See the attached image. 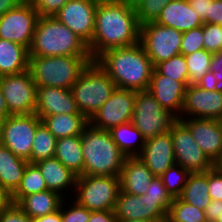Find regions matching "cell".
<instances>
[{"instance_id": "cell-35", "label": "cell", "mask_w": 222, "mask_h": 222, "mask_svg": "<svg viewBox=\"0 0 222 222\" xmlns=\"http://www.w3.org/2000/svg\"><path fill=\"white\" fill-rule=\"evenodd\" d=\"M213 53L205 49L197 50L189 55H184L188 67V76L190 84H195L208 71H210L211 59Z\"/></svg>"}, {"instance_id": "cell-16", "label": "cell", "mask_w": 222, "mask_h": 222, "mask_svg": "<svg viewBox=\"0 0 222 222\" xmlns=\"http://www.w3.org/2000/svg\"><path fill=\"white\" fill-rule=\"evenodd\" d=\"M96 9L93 0H69L54 16L89 45L95 28Z\"/></svg>"}, {"instance_id": "cell-27", "label": "cell", "mask_w": 222, "mask_h": 222, "mask_svg": "<svg viewBox=\"0 0 222 222\" xmlns=\"http://www.w3.org/2000/svg\"><path fill=\"white\" fill-rule=\"evenodd\" d=\"M29 50L18 43L0 39V76L28 70Z\"/></svg>"}, {"instance_id": "cell-22", "label": "cell", "mask_w": 222, "mask_h": 222, "mask_svg": "<svg viewBox=\"0 0 222 222\" xmlns=\"http://www.w3.org/2000/svg\"><path fill=\"white\" fill-rule=\"evenodd\" d=\"M155 22L182 33L204 24L188 0H172L166 4Z\"/></svg>"}, {"instance_id": "cell-25", "label": "cell", "mask_w": 222, "mask_h": 222, "mask_svg": "<svg viewBox=\"0 0 222 222\" xmlns=\"http://www.w3.org/2000/svg\"><path fill=\"white\" fill-rule=\"evenodd\" d=\"M28 161L0 144V189L9 198L19 187Z\"/></svg>"}, {"instance_id": "cell-5", "label": "cell", "mask_w": 222, "mask_h": 222, "mask_svg": "<svg viewBox=\"0 0 222 222\" xmlns=\"http://www.w3.org/2000/svg\"><path fill=\"white\" fill-rule=\"evenodd\" d=\"M91 56H29L28 70L37 87L71 89Z\"/></svg>"}, {"instance_id": "cell-53", "label": "cell", "mask_w": 222, "mask_h": 222, "mask_svg": "<svg viewBox=\"0 0 222 222\" xmlns=\"http://www.w3.org/2000/svg\"><path fill=\"white\" fill-rule=\"evenodd\" d=\"M21 3L20 0H0V17Z\"/></svg>"}, {"instance_id": "cell-20", "label": "cell", "mask_w": 222, "mask_h": 222, "mask_svg": "<svg viewBox=\"0 0 222 222\" xmlns=\"http://www.w3.org/2000/svg\"><path fill=\"white\" fill-rule=\"evenodd\" d=\"M138 157L154 176L160 177L169 167L176 164L170 131L145 140Z\"/></svg>"}, {"instance_id": "cell-33", "label": "cell", "mask_w": 222, "mask_h": 222, "mask_svg": "<svg viewBox=\"0 0 222 222\" xmlns=\"http://www.w3.org/2000/svg\"><path fill=\"white\" fill-rule=\"evenodd\" d=\"M57 139L49 129L41 123L33 139L31 148V163H37L41 160L53 158L56 151Z\"/></svg>"}, {"instance_id": "cell-45", "label": "cell", "mask_w": 222, "mask_h": 222, "mask_svg": "<svg viewBox=\"0 0 222 222\" xmlns=\"http://www.w3.org/2000/svg\"><path fill=\"white\" fill-rule=\"evenodd\" d=\"M145 194L146 197L151 199H173L171 195L167 192V189L163 184L162 178L157 176L153 178Z\"/></svg>"}, {"instance_id": "cell-28", "label": "cell", "mask_w": 222, "mask_h": 222, "mask_svg": "<svg viewBox=\"0 0 222 222\" xmlns=\"http://www.w3.org/2000/svg\"><path fill=\"white\" fill-rule=\"evenodd\" d=\"M41 122L49 129L56 139L81 135L89 124L83 114H55L41 118Z\"/></svg>"}, {"instance_id": "cell-46", "label": "cell", "mask_w": 222, "mask_h": 222, "mask_svg": "<svg viewBox=\"0 0 222 222\" xmlns=\"http://www.w3.org/2000/svg\"><path fill=\"white\" fill-rule=\"evenodd\" d=\"M205 24H217L222 26V0H212L209 2Z\"/></svg>"}, {"instance_id": "cell-36", "label": "cell", "mask_w": 222, "mask_h": 222, "mask_svg": "<svg viewBox=\"0 0 222 222\" xmlns=\"http://www.w3.org/2000/svg\"><path fill=\"white\" fill-rule=\"evenodd\" d=\"M154 69L163 76H168L174 80L190 85L188 67L183 54H178L168 60L162 61L154 66Z\"/></svg>"}, {"instance_id": "cell-50", "label": "cell", "mask_w": 222, "mask_h": 222, "mask_svg": "<svg viewBox=\"0 0 222 222\" xmlns=\"http://www.w3.org/2000/svg\"><path fill=\"white\" fill-rule=\"evenodd\" d=\"M117 217L114 210L110 211H91L88 222H116Z\"/></svg>"}, {"instance_id": "cell-57", "label": "cell", "mask_w": 222, "mask_h": 222, "mask_svg": "<svg viewBox=\"0 0 222 222\" xmlns=\"http://www.w3.org/2000/svg\"><path fill=\"white\" fill-rule=\"evenodd\" d=\"M116 222H166V220H122V219H117Z\"/></svg>"}, {"instance_id": "cell-30", "label": "cell", "mask_w": 222, "mask_h": 222, "mask_svg": "<svg viewBox=\"0 0 222 222\" xmlns=\"http://www.w3.org/2000/svg\"><path fill=\"white\" fill-rule=\"evenodd\" d=\"M109 132L116 145L126 157H138L142 152L145 139L131 121L113 127Z\"/></svg>"}, {"instance_id": "cell-32", "label": "cell", "mask_w": 222, "mask_h": 222, "mask_svg": "<svg viewBox=\"0 0 222 222\" xmlns=\"http://www.w3.org/2000/svg\"><path fill=\"white\" fill-rule=\"evenodd\" d=\"M46 190L48 189L38 165L28 162L21 183L9 197V202L17 204L25 196Z\"/></svg>"}, {"instance_id": "cell-19", "label": "cell", "mask_w": 222, "mask_h": 222, "mask_svg": "<svg viewBox=\"0 0 222 222\" xmlns=\"http://www.w3.org/2000/svg\"><path fill=\"white\" fill-rule=\"evenodd\" d=\"M186 87L183 82L160 75L153 69L147 90L165 110L180 119Z\"/></svg>"}, {"instance_id": "cell-15", "label": "cell", "mask_w": 222, "mask_h": 222, "mask_svg": "<svg viewBox=\"0 0 222 222\" xmlns=\"http://www.w3.org/2000/svg\"><path fill=\"white\" fill-rule=\"evenodd\" d=\"M136 91L115 88L110 98L91 117L89 124L97 129L110 130L130 122L134 112Z\"/></svg>"}, {"instance_id": "cell-38", "label": "cell", "mask_w": 222, "mask_h": 222, "mask_svg": "<svg viewBox=\"0 0 222 222\" xmlns=\"http://www.w3.org/2000/svg\"><path fill=\"white\" fill-rule=\"evenodd\" d=\"M172 0H143L136 10L139 25L155 22L163 8Z\"/></svg>"}, {"instance_id": "cell-10", "label": "cell", "mask_w": 222, "mask_h": 222, "mask_svg": "<svg viewBox=\"0 0 222 222\" xmlns=\"http://www.w3.org/2000/svg\"><path fill=\"white\" fill-rule=\"evenodd\" d=\"M182 36L175 28L148 22L140 26L139 43L155 66L180 54Z\"/></svg>"}, {"instance_id": "cell-7", "label": "cell", "mask_w": 222, "mask_h": 222, "mask_svg": "<svg viewBox=\"0 0 222 222\" xmlns=\"http://www.w3.org/2000/svg\"><path fill=\"white\" fill-rule=\"evenodd\" d=\"M120 191L119 176H77L73 198L90 211L115 210Z\"/></svg>"}, {"instance_id": "cell-31", "label": "cell", "mask_w": 222, "mask_h": 222, "mask_svg": "<svg viewBox=\"0 0 222 222\" xmlns=\"http://www.w3.org/2000/svg\"><path fill=\"white\" fill-rule=\"evenodd\" d=\"M178 198L196 206L198 209L205 210L211 202L208 187V171L190 173Z\"/></svg>"}, {"instance_id": "cell-14", "label": "cell", "mask_w": 222, "mask_h": 222, "mask_svg": "<svg viewBox=\"0 0 222 222\" xmlns=\"http://www.w3.org/2000/svg\"><path fill=\"white\" fill-rule=\"evenodd\" d=\"M39 18L31 3H21L0 17V39L31 46Z\"/></svg>"}, {"instance_id": "cell-40", "label": "cell", "mask_w": 222, "mask_h": 222, "mask_svg": "<svg viewBox=\"0 0 222 222\" xmlns=\"http://www.w3.org/2000/svg\"><path fill=\"white\" fill-rule=\"evenodd\" d=\"M204 49L211 53L222 51V26L203 24Z\"/></svg>"}, {"instance_id": "cell-29", "label": "cell", "mask_w": 222, "mask_h": 222, "mask_svg": "<svg viewBox=\"0 0 222 222\" xmlns=\"http://www.w3.org/2000/svg\"><path fill=\"white\" fill-rule=\"evenodd\" d=\"M54 157L75 175H82L84 159L82 155L81 136L76 135L57 139Z\"/></svg>"}, {"instance_id": "cell-41", "label": "cell", "mask_w": 222, "mask_h": 222, "mask_svg": "<svg viewBox=\"0 0 222 222\" xmlns=\"http://www.w3.org/2000/svg\"><path fill=\"white\" fill-rule=\"evenodd\" d=\"M200 49H204L203 25L201 27L183 32L180 54L189 55Z\"/></svg>"}, {"instance_id": "cell-44", "label": "cell", "mask_w": 222, "mask_h": 222, "mask_svg": "<svg viewBox=\"0 0 222 222\" xmlns=\"http://www.w3.org/2000/svg\"><path fill=\"white\" fill-rule=\"evenodd\" d=\"M208 187L211 200H222V170L217 165L208 171Z\"/></svg>"}, {"instance_id": "cell-42", "label": "cell", "mask_w": 222, "mask_h": 222, "mask_svg": "<svg viewBox=\"0 0 222 222\" xmlns=\"http://www.w3.org/2000/svg\"><path fill=\"white\" fill-rule=\"evenodd\" d=\"M0 222H32V219L17 204L8 201L0 207Z\"/></svg>"}, {"instance_id": "cell-51", "label": "cell", "mask_w": 222, "mask_h": 222, "mask_svg": "<svg viewBox=\"0 0 222 222\" xmlns=\"http://www.w3.org/2000/svg\"><path fill=\"white\" fill-rule=\"evenodd\" d=\"M212 0H188L190 6L197 12L201 21L205 24L208 15L209 2Z\"/></svg>"}, {"instance_id": "cell-55", "label": "cell", "mask_w": 222, "mask_h": 222, "mask_svg": "<svg viewBox=\"0 0 222 222\" xmlns=\"http://www.w3.org/2000/svg\"><path fill=\"white\" fill-rule=\"evenodd\" d=\"M143 0H121V3L128 8L137 10Z\"/></svg>"}, {"instance_id": "cell-21", "label": "cell", "mask_w": 222, "mask_h": 222, "mask_svg": "<svg viewBox=\"0 0 222 222\" xmlns=\"http://www.w3.org/2000/svg\"><path fill=\"white\" fill-rule=\"evenodd\" d=\"M61 113L81 114L71 90L52 86L37 87L35 114L41 119Z\"/></svg>"}, {"instance_id": "cell-9", "label": "cell", "mask_w": 222, "mask_h": 222, "mask_svg": "<svg viewBox=\"0 0 222 222\" xmlns=\"http://www.w3.org/2000/svg\"><path fill=\"white\" fill-rule=\"evenodd\" d=\"M41 119L35 114L10 115L1 121L0 144L31 163V148Z\"/></svg>"}, {"instance_id": "cell-18", "label": "cell", "mask_w": 222, "mask_h": 222, "mask_svg": "<svg viewBox=\"0 0 222 222\" xmlns=\"http://www.w3.org/2000/svg\"><path fill=\"white\" fill-rule=\"evenodd\" d=\"M189 128L197 145L217 165L222 159V121L217 119L180 118Z\"/></svg>"}, {"instance_id": "cell-43", "label": "cell", "mask_w": 222, "mask_h": 222, "mask_svg": "<svg viewBox=\"0 0 222 222\" xmlns=\"http://www.w3.org/2000/svg\"><path fill=\"white\" fill-rule=\"evenodd\" d=\"M69 0H34L31 4L39 17L54 16Z\"/></svg>"}, {"instance_id": "cell-49", "label": "cell", "mask_w": 222, "mask_h": 222, "mask_svg": "<svg viewBox=\"0 0 222 222\" xmlns=\"http://www.w3.org/2000/svg\"><path fill=\"white\" fill-rule=\"evenodd\" d=\"M210 71L214 73V77L218 84L222 87V51L213 53L210 65Z\"/></svg>"}, {"instance_id": "cell-61", "label": "cell", "mask_w": 222, "mask_h": 222, "mask_svg": "<svg viewBox=\"0 0 222 222\" xmlns=\"http://www.w3.org/2000/svg\"><path fill=\"white\" fill-rule=\"evenodd\" d=\"M216 222H222V214H221V216H219V218L217 219Z\"/></svg>"}, {"instance_id": "cell-48", "label": "cell", "mask_w": 222, "mask_h": 222, "mask_svg": "<svg viewBox=\"0 0 222 222\" xmlns=\"http://www.w3.org/2000/svg\"><path fill=\"white\" fill-rule=\"evenodd\" d=\"M197 86L205 90L216 91L222 88L214 77L212 71H208L200 80L195 83Z\"/></svg>"}, {"instance_id": "cell-23", "label": "cell", "mask_w": 222, "mask_h": 222, "mask_svg": "<svg viewBox=\"0 0 222 222\" xmlns=\"http://www.w3.org/2000/svg\"><path fill=\"white\" fill-rule=\"evenodd\" d=\"M154 177L139 157H126L119 175L120 190L142 196L147 192Z\"/></svg>"}, {"instance_id": "cell-39", "label": "cell", "mask_w": 222, "mask_h": 222, "mask_svg": "<svg viewBox=\"0 0 222 222\" xmlns=\"http://www.w3.org/2000/svg\"><path fill=\"white\" fill-rule=\"evenodd\" d=\"M68 199L72 202H69ZM90 215L91 211L78 204L72 197L63 199L61 203L62 222H88Z\"/></svg>"}, {"instance_id": "cell-52", "label": "cell", "mask_w": 222, "mask_h": 222, "mask_svg": "<svg viewBox=\"0 0 222 222\" xmlns=\"http://www.w3.org/2000/svg\"><path fill=\"white\" fill-rule=\"evenodd\" d=\"M32 222H62L61 205L59 210H57L56 212L32 219Z\"/></svg>"}, {"instance_id": "cell-6", "label": "cell", "mask_w": 222, "mask_h": 222, "mask_svg": "<svg viewBox=\"0 0 222 222\" xmlns=\"http://www.w3.org/2000/svg\"><path fill=\"white\" fill-rule=\"evenodd\" d=\"M116 85L107 72L92 60L71 87L72 95L81 114L88 120L110 98Z\"/></svg>"}, {"instance_id": "cell-58", "label": "cell", "mask_w": 222, "mask_h": 222, "mask_svg": "<svg viewBox=\"0 0 222 222\" xmlns=\"http://www.w3.org/2000/svg\"><path fill=\"white\" fill-rule=\"evenodd\" d=\"M9 201L6 194L0 189V207L5 205Z\"/></svg>"}, {"instance_id": "cell-47", "label": "cell", "mask_w": 222, "mask_h": 222, "mask_svg": "<svg viewBox=\"0 0 222 222\" xmlns=\"http://www.w3.org/2000/svg\"><path fill=\"white\" fill-rule=\"evenodd\" d=\"M204 212L207 222H216L222 214V200H211Z\"/></svg>"}, {"instance_id": "cell-54", "label": "cell", "mask_w": 222, "mask_h": 222, "mask_svg": "<svg viewBox=\"0 0 222 222\" xmlns=\"http://www.w3.org/2000/svg\"><path fill=\"white\" fill-rule=\"evenodd\" d=\"M8 116H10L9 111L7 109L6 103H5V98L3 96L2 88L0 85V119L4 120Z\"/></svg>"}, {"instance_id": "cell-3", "label": "cell", "mask_w": 222, "mask_h": 222, "mask_svg": "<svg viewBox=\"0 0 222 222\" xmlns=\"http://www.w3.org/2000/svg\"><path fill=\"white\" fill-rule=\"evenodd\" d=\"M80 136L84 159L82 175L119 176L126 156L112 139L109 130L88 124Z\"/></svg>"}, {"instance_id": "cell-11", "label": "cell", "mask_w": 222, "mask_h": 222, "mask_svg": "<svg viewBox=\"0 0 222 222\" xmlns=\"http://www.w3.org/2000/svg\"><path fill=\"white\" fill-rule=\"evenodd\" d=\"M0 85L10 115L35 113L37 85L29 70L0 76Z\"/></svg>"}, {"instance_id": "cell-26", "label": "cell", "mask_w": 222, "mask_h": 222, "mask_svg": "<svg viewBox=\"0 0 222 222\" xmlns=\"http://www.w3.org/2000/svg\"><path fill=\"white\" fill-rule=\"evenodd\" d=\"M64 198L56 191L46 190L23 197L17 205L31 219H35L59 210Z\"/></svg>"}, {"instance_id": "cell-13", "label": "cell", "mask_w": 222, "mask_h": 222, "mask_svg": "<svg viewBox=\"0 0 222 222\" xmlns=\"http://www.w3.org/2000/svg\"><path fill=\"white\" fill-rule=\"evenodd\" d=\"M173 199H151L119 191L115 214L122 220H166Z\"/></svg>"}, {"instance_id": "cell-56", "label": "cell", "mask_w": 222, "mask_h": 222, "mask_svg": "<svg viewBox=\"0 0 222 222\" xmlns=\"http://www.w3.org/2000/svg\"><path fill=\"white\" fill-rule=\"evenodd\" d=\"M97 5L98 4H118L121 3V0H93Z\"/></svg>"}, {"instance_id": "cell-12", "label": "cell", "mask_w": 222, "mask_h": 222, "mask_svg": "<svg viewBox=\"0 0 222 222\" xmlns=\"http://www.w3.org/2000/svg\"><path fill=\"white\" fill-rule=\"evenodd\" d=\"M176 164L189 173H202L211 170L215 165L209 160L191 135L189 128L176 119L170 128Z\"/></svg>"}, {"instance_id": "cell-34", "label": "cell", "mask_w": 222, "mask_h": 222, "mask_svg": "<svg viewBox=\"0 0 222 222\" xmlns=\"http://www.w3.org/2000/svg\"><path fill=\"white\" fill-rule=\"evenodd\" d=\"M166 222H207L204 210L198 209L179 198H173Z\"/></svg>"}, {"instance_id": "cell-1", "label": "cell", "mask_w": 222, "mask_h": 222, "mask_svg": "<svg viewBox=\"0 0 222 222\" xmlns=\"http://www.w3.org/2000/svg\"><path fill=\"white\" fill-rule=\"evenodd\" d=\"M140 25L136 10L118 4H98L95 28L88 50L95 60L111 48L129 47L139 43Z\"/></svg>"}, {"instance_id": "cell-60", "label": "cell", "mask_w": 222, "mask_h": 222, "mask_svg": "<svg viewBox=\"0 0 222 222\" xmlns=\"http://www.w3.org/2000/svg\"><path fill=\"white\" fill-rule=\"evenodd\" d=\"M217 166L222 170V159H221V161L217 164Z\"/></svg>"}, {"instance_id": "cell-59", "label": "cell", "mask_w": 222, "mask_h": 222, "mask_svg": "<svg viewBox=\"0 0 222 222\" xmlns=\"http://www.w3.org/2000/svg\"><path fill=\"white\" fill-rule=\"evenodd\" d=\"M22 3H32L34 0H20Z\"/></svg>"}, {"instance_id": "cell-37", "label": "cell", "mask_w": 222, "mask_h": 222, "mask_svg": "<svg viewBox=\"0 0 222 222\" xmlns=\"http://www.w3.org/2000/svg\"><path fill=\"white\" fill-rule=\"evenodd\" d=\"M189 174L190 173L181 165L174 164L160 176L167 192L172 198H178L180 196Z\"/></svg>"}, {"instance_id": "cell-4", "label": "cell", "mask_w": 222, "mask_h": 222, "mask_svg": "<svg viewBox=\"0 0 222 222\" xmlns=\"http://www.w3.org/2000/svg\"><path fill=\"white\" fill-rule=\"evenodd\" d=\"M29 56H90L88 45L55 16L39 17Z\"/></svg>"}, {"instance_id": "cell-2", "label": "cell", "mask_w": 222, "mask_h": 222, "mask_svg": "<svg viewBox=\"0 0 222 222\" xmlns=\"http://www.w3.org/2000/svg\"><path fill=\"white\" fill-rule=\"evenodd\" d=\"M95 60L117 88L136 92L148 89L154 66L140 43L108 49Z\"/></svg>"}, {"instance_id": "cell-17", "label": "cell", "mask_w": 222, "mask_h": 222, "mask_svg": "<svg viewBox=\"0 0 222 222\" xmlns=\"http://www.w3.org/2000/svg\"><path fill=\"white\" fill-rule=\"evenodd\" d=\"M181 118L217 119L222 121V88L216 91H208L196 84L188 85L185 91Z\"/></svg>"}, {"instance_id": "cell-8", "label": "cell", "mask_w": 222, "mask_h": 222, "mask_svg": "<svg viewBox=\"0 0 222 222\" xmlns=\"http://www.w3.org/2000/svg\"><path fill=\"white\" fill-rule=\"evenodd\" d=\"M176 119L148 90L136 93L131 122L142 133L145 140L170 131Z\"/></svg>"}, {"instance_id": "cell-24", "label": "cell", "mask_w": 222, "mask_h": 222, "mask_svg": "<svg viewBox=\"0 0 222 222\" xmlns=\"http://www.w3.org/2000/svg\"><path fill=\"white\" fill-rule=\"evenodd\" d=\"M36 164L42 173L48 190L56 191L63 197L65 195L67 196V192L69 190V195L66 198H70L69 196L73 195L75 191L77 175L65 167L58 159L53 157L41 160Z\"/></svg>"}]
</instances>
